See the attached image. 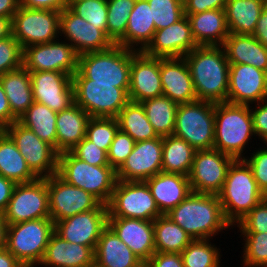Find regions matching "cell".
I'll use <instances>...</instances> for the list:
<instances>
[{
	"instance_id": "6da1fadb",
	"label": "cell",
	"mask_w": 267,
	"mask_h": 267,
	"mask_svg": "<svg viewBox=\"0 0 267 267\" xmlns=\"http://www.w3.org/2000/svg\"><path fill=\"white\" fill-rule=\"evenodd\" d=\"M197 100L227 102L229 62L222 46H197L184 56Z\"/></svg>"
},
{
	"instance_id": "7a4b0ae2",
	"label": "cell",
	"mask_w": 267,
	"mask_h": 267,
	"mask_svg": "<svg viewBox=\"0 0 267 267\" xmlns=\"http://www.w3.org/2000/svg\"><path fill=\"white\" fill-rule=\"evenodd\" d=\"M167 215L192 239H211L233 227L224 217L218 195L191 192Z\"/></svg>"
},
{
	"instance_id": "3957f363",
	"label": "cell",
	"mask_w": 267,
	"mask_h": 267,
	"mask_svg": "<svg viewBox=\"0 0 267 267\" xmlns=\"http://www.w3.org/2000/svg\"><path fill=\"white\" fill-rule=\"evenodd\" d=\"M253 137L256 138L250 105L215 103L214 149L234 159H244Z\"/></svg>"
},
{
	"instance_id": "277c9868",
	"label": "cell",
	"mask_w": 267,
	"mask_h": 267,
	"mask_svg": "<svg viewBox=\"0 0 267 267\" xmlns=\"http://www.w3.org/2000/svg\"><path fill=\"white\" fill-rule=\"evenodd\" d=\"M218 197L225 219L234 228L266 196L258 188L247 162L234 159Z\"/></svg>"
},
{
	"instance_id": "5b68a950",
	"label": "cell",
	"mask_w": 267,
	"mask_h": 267,
	"mask_svg": "<svg viewBox=\"0 0 267 267\" xmlns=\"http://www.w3.org/2000/svg\"><path fill=\"white\" fill-rule=\"evenodd\" d=\"M72 84L74 103L91 117L116 118L130 101V83H92L77 70Z\"/></svg>"
},
{
	"instance_id": "8992f818",
	"label": "cell",
	"mask_w": 267,
	"mask_h": 267,
	"mask_svg": "<svg viewBox=\"0 0 267 267\" xmlns=\"http://www.w3.org/2000/svg\"><path fill=\"white\" fill-rule=\"evenodd\" d=\"M57 174L67 183L79 187L107 205L117 181L110 165L93 166L75 157L70 151L59 153Z\"/></svg>"
},
{
	"instance_id": "52a82bcc",
	"label": "cell",
	"mask_w": 267,
	"mask_h": 267,
	"mask_svg": "<svg viewBox=\"0 0 267 267\" xmlns=\"http://www.w3.org/2000/svg\"><path fill=\"white\" fill-rule=\"evenodd\" d=\"M54 232L50 217L8 225L6 249L24 267H38Z\"/></svg>"
},
{
	"instance_id": "ba28073f",
	"label": "cell",
	"mask_w": 267,
	"mask_h": 267,
	"mask_svg": "<svg viewBox=\"0 0 267 267\" xmlns=\"http://www.w3.org/2000/svg\"><path fill=\"white\" fill-rule=\"evenodd\" d=\"M215 103L196 100L178 104L173 135L184 139L195 150L214 145Z\"/></svg>"
},
{
	"instance_id": "9c48e42d",
	"label": "cell",
	"mask_w": 267,
	"mask_h": 267,
	"mask_svg": "<svg viewBox=\"0 0 267 267\" xmlns=\"http://www.w3.org/2000/svg\"><path fill=\"white\" fill-rule=\"evenodd\" d=\"M132 49L114 44L79 55L78 70L92 83H130Z\"/></svg>"
},
{
	"instance_id": "30bf717a",
	"label": "cell",
	"mask_w": 267,
	"mask_h": 267,
	"mask_svg": "<svg viewBox=\"0 0 267 267\" xmlns=\"http://www.w3.org/2000/svg\"><path fill=\"white\" fill-rule=\"evenodd\" d=\"M107 209L108 217L154 221L163 215L145 181L117 180Z\"/></svg>"
},
{
	"instance_id": "8fae6325",
	"label": "cell",
	"mask_w": 267,
	"mask_h": 267,
	"mask_svg": "<svg viewBox=\"0 0 267 267\" xmlns=\"http://www.w3.org/2000/svg\"><path fill=\"white\" fill-rule=\"evenodd\" d=\"M60 12L20 6L12 17V36L22 49L49 43L60 36Z\"/></svg>"
},
{
	"instance_id": "7c38bea8",
	"label": "cell",
	"mask_w": 267,
	"mask_h": 267,
	"mask_svg": "<svg viewBox=\"0 0 267 267\" xmlns=\"http://www.w3.org/2000/svg\"><path fill=\"white\" fill-rule=\"evenodd\" d=\"M3 215L8 225L50 217L47 177L16 184Z\"/></svg>"
},
{
	"instance_id": "4fadbf2b",
	"label": "cell",
	"mask_w": 267,
	"mask_h": 267,
	"mask_svg": "<svg viewBox=\"0 0 267 267\" xmlns=\"http://www.w3.org/2000/svg\"><path fill=\"white\" fill-rule=\"evenodd\" d=\"M24 157L27 166L38 178L57 173L59 153L53 146L41 140L31 129L15 121L5 128Z\"/></svg>"
},
{
	"instance_id": "5bb4252c",
	"label": "cell",
	"mask_w": 267,
	"mask_h": 267,
	"mask_svg": "<svg viewBox=\"0 0 267 267\" xmlns=\"http://www.w3.org/2000/svg\"><path fill=\"white\" fill-rule=\"evenodd\" d=\"M79 54L61 38L23 49L22 65L29 72L57 71L73 76L78 70Z\"/></svg>"
},
{
	"instance_id": "9a60e30c",
	"label": "cell",
	"mask_w": 267,
	"mask_h": 267,
	"mask_svg": "<svg viewBox=\"0 0 267 267\" xmlns=\"http://www.w3.org/2000/svg\"><path fill=\"white\" fill-rule=\"evenodd\" d=\"M234 158L217 149L196 150L188 176L192 192L218 195Z\"/></svg>"
},
{
	"instance_id": "2e32d148",
	"label": "cell",
	"mask_w": 267,
	"mask_h": 267,
	"mask_svg": "<svg viewBox=\"0 0 267 267\" xmlns=\"http://www.w3.org/2000/svg\"><path fill=\"white\" fill-rule=\"evenodd\" d=\"M50 218L54 223L96 209L101 202L92 194L63 180L57 173L47 177Z\"/></svg>"
},
{
	"instance_id": "e0dca14e",
	"label": "cell",
	"mask_w": 267,
	"mask_h": 267,
	"mask_svg": "<svg viewBox=\"0 0 267 267\" xmlns=\"http://www.w3.org/2000/svg\"><path fill=\"white\" fill-rule=\"evenodd\" d=\"M107 219V205L101 203L96 209L57 221L55 232L68 242L88 246L95 251L101 232L107 227Z\"/></svg>"
},
{
	"instance_id": "ac0fdd59",
	"label": "cell",
	"mask_w": 267,
	"mask_h": 267,
	"mask_svg": "<svg viewBox=\"0 0 267 267\" xmlns=\"http://www.w3.org/2000/svg\"><path fill=\"white\" fill-rule=\"evenodd\" d=\"M59 29L60 38L67 41L79 55L104 51L114 45L101 29L79 17L69 7L60 12Z\"/></svg>"
},
{
	"instance_id": "d6986e66",
	"label": "cell",
	"mask_w": 267,
	"mask_h": 267,
	"mask_svg": "<svg viewBox=\"0 0 267 267\" xmlns=\"http://www.w3.org/2000/svg\"><path fill=\"white\" fill-rule=\"evenodd\" d=\"M35 102L58 113L74 104L72 76L57 71L29 72Z\"/></svg>"
},
{
	"instance_id": "ffe728a7",
	"label": "cell",
	"mask_w": 267,
	"mask_h": 267,
	"mask_svg": "<svg viewBox=\"0 0 267 267\" xmlns=\"http://www.w3.org/2000/svg\"><path fill=\"white\" fill-rule=\"evenodd\" d=\"M163 137L135 142L133 151L116 171L120 181H146L162 172Z\"/></svg>"
},
{
	"instance_id": "44dd1931",
	"label": "cell",
	"mask_w": 267,
	"mask_h": 267,
	"mask_svg": "<svg viewBox=\"0 0 267 267\" xmlns=\"http://www.w3.org/2000/svg\"><path fill=\"white\" fill-rule=\"evenodd\" d=\"M267 99V72L247 64H229L227 102L253 105Z\"/></svg>"
},
{
	"instance_id": "7402d4cb",
	"label": "cell",
	"mask_w": 267,
	"mask_h": 267,
	"mask_svg": "<svg viewBox=\"0 0 267 267\" xmlns=\"http://www.w3.org/2000/svg\"><path fill=\"white\" fill-rule=\"evenodd\" d=\"M163 95L160 77V58L132 50L129 100L135 103Z\"/></svg>"
},
{
	"instance_id": "603a6c76",
	"label": "cell",
	"mask_w": 267,
	"mask_h": 267,
	"mask_svg": "<svg viewBox=\"0 0 267 267\" xmlns=\"http://www.w3.org/2000/svg\"><path fill=\"white\" fill-rule=\"evenodd\" d=\"M197 46L189 20L184 15L176 23L156 30L152 41L143 52L159 58L184 57Z\"/></svg>"
},
{
	"instance_id": "cb8c5ba5",
	"label": "cell",
	"mask_w": 267,
	"mask_h": 267,
	"mask_svg": "<svg viewBox=\"0 0 267 267\" xmlns=\"http://www.w3.org/2000/svg\"><path fill=\"white\" fill-rule=\"evenodd\" d=\"M107 226L144 264L156 252L153 221L108 217Z\"/></svg>"
},
{
	"instance_id": "d4e9b609",
	"label": "cell",
	"mask_w": 267,
	"mask_h": 267,
	"mask_svg": "<svg viewBox=\"0 0 267 267\" xmlns=\"http://www.w3.org/2000/svg\"><path fill=\"white\" fill-rule=\"evenodd\" d=\"M163 95L176 104L197 100L190 70L184 57L160 58Z\"/></svg>"
},
{
	"instance_id": "484cf974",
	"label": "cell",
	"mask_w": 267,
	"mask_h": 267,
	"mask_svg": "<svg viewBox=\"0 0 267 267\" xmlns=\"http://www.w3.org/2000/svg\"><path fill=\"white\" fill-rule=\"evenodd\" d=\"M93 263L94 250L91 247L68 242L54 232L38 266L90 267Z\"/></svg>"
},
{
	"instance_id": "4316f807",
	"label": "cell",
	"mask_w": 267,
	"mask_h": 267,
	"mask_svg": "<svg viewBox=\"0 0 267 267\" xmlns=\"http://www.w3.org/2000/svg\"><path fill=\"white\" fill-rule=\"evenodd\" d=\"M145 182L163 215L192 192L188 176L179 173L159 172Z\"/></svg>"
},
{
	"instance_id": "83f0119b",
	"label": "cell",
	"mask_w": 267,
	"mask_h": 267,
	"mask_svg": "<svg viewBox=\"0 0 267 267\" xmlns=\"http://www.w3.org/2000/svg\"><path fill=\"white\" fill-rule=\"evenodd\" d=\"M187 16L198 46H222L229 36L225 9H214Z\"/></svg>"
},
{
	"instance_id": "f1b7e54d",
	"label": "cell",
	"mask_w": 267,
	"mask_h": 267,
	"mask_svg": "<svg viewBox=\"0 0 267 267\" xmlns=\"http://www.w3.org/2000/svg\"><path fill=\"white\" fill-rule=\"evenodd\" d=\"M150 5L147 0H136L129 16L125 35L116 43L128 49L143 51L155 33Z\"/></svg>"
},
{
	"instance_id": "f546056e",
	"label": "cell",
	"mask_w": 267,
	"mask_h": 267,
	"mask_svg": "<svg viewBox=\"0 0 267 267\" xmlns=\"http://www.w3.org/2000/svg\"><path fill=\"white\" fill-rule=\"evenodd\" d=\"M91 116L76 103L57 113L56 151L62 153L73 149L86 137Z\"/></svg>"
},
{
	"instance_id": "4dcf8cb0",
	"label": "cell",
	"mask_w": 267,
	"mask_h": 267,
	"mask_svg": "<svg viewBox=\"0 0 267 267\" xmlns=\"http://www.w3.org/2000/svg\"><path fill=\"white\" fill-rule=\"evenodd\" d=\"M94 261L103 267H145V264L107 226L94 251Z\"/></svg>"
},
{
	"instance_id": "1f68e13d",
	"label": "cell",
	"mask_w": 267,
	"mask_h": 267,
	"mask_svg": "<svg viewBox=\"0 0 267 267\" xmlns=\"http://www.w3.org/2000/svg\"><path fill=\"white\" fill-rule=\"evenodd\" d=\"M222 47L229 64H247L267 72V47L253 35L230 33Z\"/></svg>"
},
{
	"instance_id": "d6a6232c",
	"label": "cell",
	"mask_w": 267,
	"mask_h": 267,
	"mask_svg": "<svg viewBox=\"0 0 267 267\" xmlns=\"http://www.w3.org/2000/svg\"><path fill=\"white\" fill-rule=\"evenodd\" d=\"M12 114L19 119L34 103L29 71L21 67L0 76Z\"/></svg>"
},
{
	"instance_id": "836d02e7",
	"label": "cell",
	"mask_w": 267,
	"mask_h": 267,
	"mask_svg": "<svg viewBox=\"0 0 267 267\" xmlns=\"http://www.w3.org/2000/svg\"><path fill=\"white\" fill-rule=\"evenodd\" d=\"M267 0H228L225 7L229 33L253 35Z\"/></svg>"
},
{
	"instance_id": "e575fe53",
	"label": "cell",
	"mask_w": 267,
	"mask_h": 267,
	"mask_svg": "<svg viewBox=\"0 0 267 267\" xmlns=\"http://www.w3.org/2000/svg\"><path fill=\"white\" fill-rule=\"evenodd\" d=\"M0 174L15 184L32 182L38 178L5 131L0 135Z\"/></svg>"
},
{
	"instance_id": "d590c367",
	"label": "cell",
	"mask_w": 267,
	"mask_h": 267,
	"mask_svg": "<svg viewBox=\"0 0 267 267\" xmlns=\"http://www.w3.org/2000/svg\"><path fill=\"white\" fill-rule=\"evenodd\" d=\"M196 150L175 135L163 137L162 172L189 176Z\"/></svg>"
},
{
	"instance_id": "8d00e7d4",
	"label": "cell",
	"mask_w": 267,
	"mask_h": 267,
	"mask_svg": "<svg viewBox=\"0 0 267 267\" xmlns=\"http://www.w3.org/2000/svg\"><path fill=\"white\" fill-rule=\"evenodd\" d=\"M153 226L156 252L181 253L193 240L167 215L157 217Z\"/></svg>"
},
{
	"instance_id": "74e56055",
	"label": "cell",
	"mask_w": 267,
	"mask_h": 267,
	"mask_svg": "<svg viewBox=\"0 0 267 267\" xmlns=\"http://www.w3.org/2000/svg\"><path fill=\"white\" fill-rule=\"evenodd\" d=\"M56 120L57 113L48 106L35 102L26 110L18 121L31 129L41 140L53 146L56 150Z\"/></svg>"
},
{
	"instance_id": "f35d334b",
	"label": "cell",
	"mask_w": 267,
	"mask_h": 267,
	"mask_svg": "<svg viewBox=\"0 0 267 267\" xmlns=\"http://www.w3.org/2000/svg\"><path fill=\"white\" fill-rule=\"evenodd\" d=\"M141 105L158 136L166 137L173 134L178 104L162 95L142 101Z\"/></svg>"
},
{
	"instance_id": "ab89813d",
	"label": "cell",
	"mask_w": 267,
	"mask_h": 267,
	"mask_svg": "<svg viewBox=\"0 0 267 267\" xmlns=\"http://www.w3.org/2000/svg\"><path fill=\"white\" fill-rule=\"evenodd\" d=\"M119 130L130 135L135 142L151 140L158 135L148 121L141 103L129 101L116 117Z\"/></svg>"
},
{
	"instance_id": "60d3db41",
	"label": "cell",
	"mask_w": 267,
	"mask_h": 267,
	"mask_svg": "<svg viewBox=\"0 0 267 267\" xmlns=\"http://www.w3.org/2000/svg\"><path fill=\"white\" fill-rule=\"evenodd\" d=\"M211 239H194L181 252L184 267H221V250ZM220 250V251H219Z\"/></svg>"
},
{
	"instance_id": "b9f144b4",
	"label": "cell",
	"mask_w": 267,
	"mask_h": 267,
	"mask_svg": "<svg viewBox=\"0 0 267 267\" xmlns=\"http://www.w3.org/2000/svg\"><path fill=\"white\" fill-rule=\"evenodd\" d=\"M136 0H107V36L116 44L126 32Z\"/></svg>"
},
{
	"instance_id": "7bdbcfd3",
	"label": "cell",
	"mask_w": 267,
	"mask_h": 267,
	"mask_svg": "<svg viewBox=\"0 0 267 267\" xmlns=\"http://www.w3.org/2000/svg\"><path fill=\"white\" fill-rule=\"evenodd\" d=\"M243 267H267V233L240 232Z\"/></svg>"
},
{
	"instance_id": "ee69618b",
	"label": "cell",
	"mask_w": 267,
	"mask_h": 267,
	"mask_svg": "<svg viewBox=\"0 0 267 267\" xmlns=\"http://www.w3.org/2000/svg\"><path fill=\"white\" fill-rule=\"evenodd\" d=\"M68 7L107 35V0H69Z\"/></svg>"
},
{
	"instance_id": "f6af8a7d",
	"label": "cell",
	"mask_w": 267,
	"mask_h": 267,
	"mask_svg": "<svg viewBox=\"0 0 267 267\" xmlns=\"http://www.w3.org/2000/svg\"><path fill=\"white\" fill-rule=\"evenodd\" d=\"M155 30L168 27L184 16L183 0H147Z\"/></svg>"
},
{
	"instance_id": "bcb514c9",
	"label": "cell",
	"mask_w": 267,
	"mask_h": 267,
	"mask_svg": "<svg viewBox=\"0 0 267 267\" xmlns=\"http://www.w3.org/2000/svg\"><path fill=\"white\" fill-rule=\"evenodd\" d=\"M119 130L116 118L91 117L86 130V137L97 147L108 152Z\"/></svg>"
},
{
	"instance_id": "7dc6e473",
	"label": "cell",
	"mask_w": 267,
	"mask_h": 267,
	"mask_svg": "<svg viewBox=\"0 0 267 267\" xmlns=\"http://www.w3.org/2000/svg\"><path fill=\"white\" fill-rule=\"evenodd\" d=\"M23 49L11 35L0 40V76L22 66Z\"/></svg>"
},
{
	"instance_id": "c3c4849f",
	"label": "cell",
	"mask_w": 267,
	"mask_h": 267,
	"mask_svg": "<svg viewBox=\"0 0 267 267\" xmlns=\"http://www.w3.org/2000/svg\"><path fill=\"white\" fill-rule=\"evenodd\" d=\"M135 140L125 132L118 130L107 152L109 165L117 171L133 151Z\"/></svg>"
},
{
	"instance_id": "681fc988",
	"label": "cell",
	"mask_w": 267,
	"mask_h": 267,
	"mask_svg": "<svg viewBox=\"0 0 267 267\" xmlns=\"http://www.w3.org/2000/svg\"><path fill=\"white\" fill-rule=\"evenodd\" d=\"M238 232L267 233V197L259 202L236 225Z\"/></svg>"
},
{
	"instance_id": "f907efd6",
	"label": "cell",
	"mask_w": 267,
	"mask_h": 267,
	"mask_svg": "<svg viewBox=\"0 0 267 267\" xmlns=\"http://www.w3.org/2000/svg\"><path fill=\"white\" fill-rule=\"evenodd\" d=\"M258 144L260 147L258 149L255 148L250 153V157L246 156L244 160L250 166L258 188L267 197V143H264V146L260 143Z\"/></svg>"
},
{
	"instance_id": "816d5d0a",
	"label": "cell",
	"mask_w": 267,
	"mask_h": 267,
	"mask_svg": "<svg viewBox=\"0 0 267 267\" xmlns=\"http://www.w3.org/2000/svg\"><path fill=\"white\" fill-rule=\"evenodd\" d=\"M70 152L78 159L93 166L109 165L107 152L97 147L87 137L82 139Z\"/></svg>"
},
{
	"instance_id": "f5cc1de1",
	"label": "cell",
	"mask_w": 267,
	"mask_h": 267,
	"mask_svg": "<svg viewBox=\"0 0 267 267\" xmlns=\"http://www.w3.org/2000/svg\"><path fill=\"white\" fill-rule=\"evenodd\" d=\"M254 106V107H253ZM250 105V111L253 119V129L256 139L263 144L267 143V99L259 103ZM258 136V137H257Z\"/></svg>"
},
{
	"instance_id": "db71d44e",
	"label": "cell",
	"mask_w": 267,
	"mask_h": 267,
	"mask_svg": "<svg viewBox=\"0 0 267 267\" xmlns=\"http://www.w3.org/2000/svg\"><path fill=\"white\" fill-rule=\"evenodd\" d=\"M184 14H198L208 10L225 9L228 0H183Z\"/></svg>"
},
{
	"instance_id": "11a10c76",
	"label": "cell",
	"mask_w": 267,
	"mask_h": 267,
	"mask_svg": "<svg viewBox=\"0 0 267 267\" xmlns=\"http://www.w3.org/2000/svg\"><path fill=\"white\" fill-rule=\"evenodd\" d=\"M145 267H184L181 253L155 252Z\"/></svg>"
},
{
	"instance_id": "9f6ffc18",
	"label": "cell",
	"mask_w": 267,
	"mask_h": 267,
	"mask_svg": "<svg viewBox=\"0 0 267 267\" xmlns=\"http://www.w3.org/2000/svg\"><path fill=\"white\" fill-rule=\"evenodd\" d=\"M69 0H20V6L28 9H44L61 12L68 7Z\"/></svg>"
},
{
	"instance_id": "6f0895ef",
	"label": "cell",
	"mask_w": 267,
	"mask_h": 267,
	"mask_svg": "<svg viewBox=\"0 0 267 267\" xmlns=\"http://www.w3.org/2000/svg\"><path fill=\"white\" fill-rule=\"evenodd\" d=\"M18 119L12 114L9 101L0 82V124L6 128Z\"/></svg>"
},
{
	"instance_id": "680465c9",
	"label": "cell",
	"mask_w": 267,
	"mask_h": 267,
	"mask_svg": "<svg viewBox=\"0 0 267 267\" xmlns=\"http://www.w3.org/2000/svg\"><path fill=\"white\" fill-rule=\"evenodd\" d=\"M15 183L0 174V213L7 209Z\"/></svg>"
},
{
	"instance_id": "91938a15",
	"label": "cell",
	"mask_w": 267,
	"mask_h": 267,
	"mask_svg": "<svg viewBox=\"0 0 267 267\" xmlns=\"http://www.w3.org/2000/svg\"><path fill=\"white\" fill-rule=\"evenodd\" d=\"M253 36L267 47V5L263 9L256 25L255 32Z\"/></svg>"
},
{
	"instance_id": "94428289",
	"label": "cell",
	"mask_w": 267,
	"mask_h": 267,
	"mask_svg": "<svg viewBox=\"0 0 267 267\" xmlns=\"http://www.w3.org/2000/svg\"><path fill=\"white\" fill-rule=\"evenodd\" d=\"M20 7V0H0V16L12 18Z\"/></svg>"
},
{
	"instance_id": "6125c7cd",
	"label": "cell",
	"mask_w": 267,
	"mask_h": 267,
	"mask_svg": "<svg viewBox=\"0 0 267 267\" xmlns=\"http://www.w3.org/2000/svg\"><path fill=\"white\" fill-rule=\"evenodd\" d=\"M0 267H24L6 248L0 250Z\"/></svg>"
},
{
	"instance_id": "be15d7a7",
	"label": "cell",
	"mask_w": 267,
	"mask_h": 267,
	"mask_svg": "<svg viewBox=\"0 0 267 267\" xmlns=\"http://www.w3.org/2000/svg\"><path fill=\"white\" fill-rule=\"evenodd\" d=\"M12 35V18L0 16V40Z\"/></svg>"
},
{
	"instance_id": "e7e4bbea",
	"label": "cell",
	"mask_w": 267,
	"mask_h": 267,
	"mask_svg": "<svg viewBox=\"0 0 267 267\" xmlns=\"http://www.w3.org/2000/svg\"><path fill=\"white\" fill-rule=\"evenodd\" d=\"M8 224L4 219L3 213H0V250L6 248Z\"/></svg>"
},
{
	"instance_id": "03108f58",
	"label": "cell",
	"mask_w": 267,
	"mask_h": 267,
	"mask_svg": "<svg viewBox=\"0 0 267 267\" xmlns=\"http://www.w3.org/2000/svg\"><path fill=\"white\" fill-rule=\"evenodd\" d=\"M90 267H103V266L99 265L98 263H96V262L94 261V263H93Z\"/></svg>"
},
{
	"instance_id": "003e7915",
	"label": "cell",
	"mask_w": 267,
	"mask_h": 267,
	"mask_svg": "<svg viewBox=\"0 0 267 267\" xmlns=\"http://www.w3.org/2000/svg\"><path fill=\"white\" fill-rule=\"evenodd\" d=\"M5 131V128L0 124V135Z\"/></svg>"
}]
</instances>
